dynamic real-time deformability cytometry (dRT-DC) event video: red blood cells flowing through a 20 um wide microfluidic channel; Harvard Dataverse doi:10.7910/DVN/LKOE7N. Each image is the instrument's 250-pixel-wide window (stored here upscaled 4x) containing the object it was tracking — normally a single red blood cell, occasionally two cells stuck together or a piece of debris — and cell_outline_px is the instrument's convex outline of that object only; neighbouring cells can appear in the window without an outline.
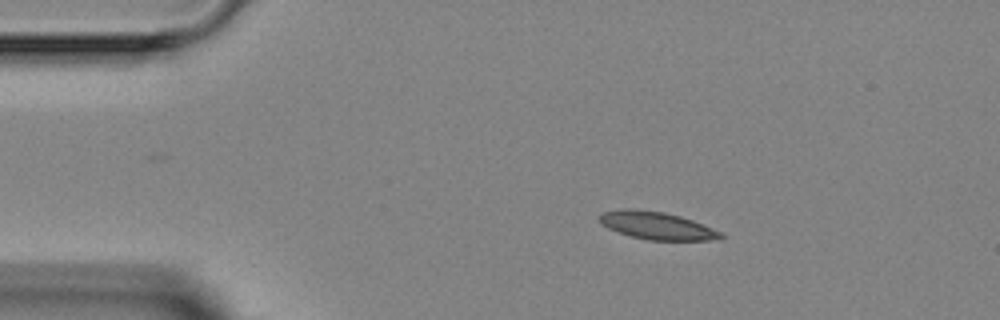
{"species": "Egyptian fruit bat (a non-hibernating species)", "species_latin": "Rousettus aegyptiacus", "temperature_condition": "room temperature", "stored_images_in_passage": 5, "camera_frame_rate_fps": 3000, "um_per_image_px": 0.085, "animal": {"sex": "female"}, "frame": {"image": 1, "passage_image": 1, "time_ms": 0.0, "image_size_px": [1000, 320], "cell_outline_px": [[724, 236], [720, 240], [648, 240], [632, 236], [608, 228], [600, 224], [596, 220], [600, 212], [624, 208], [636, 208], [664, 212], [680, 216], [692, 220], [720, 232]], "centroid_in_image_um": [55.76, 19.16], "position_along_channel_um": 29.2, "area_um2": 19.65}}
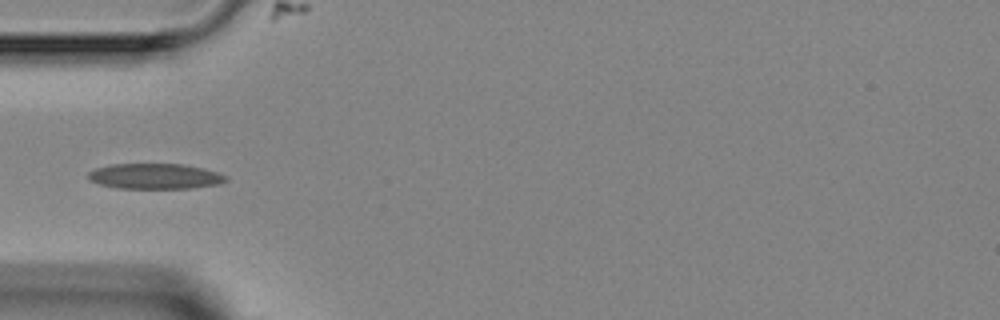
{"frame": {"image": 2, "passage_image": 3, "time_ms": 2.333, "image_size_px": [1000, 320], "cell_outline_px": [[228, 180], [220, 184], [192, 188], [116, 188], [100, 184], [88, 180], [88, 172], [96, 168], [108, 164], [184, 164], [204, 168], [228, 176]], "centroid_in_image_um": [13.18, 14.98], "position_along_channel_um": 71.8, "area_um2": 20.58}}
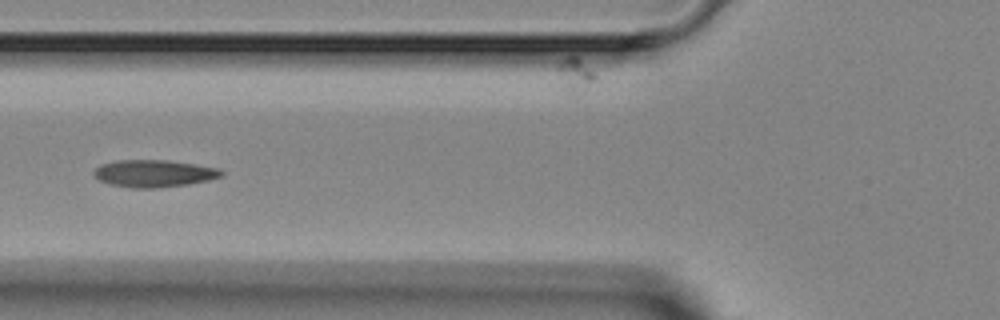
{"frame": {"image": 3, "passage_image": 4, "time_ms": 3.333, "image_size_px": [1000, 320], "cell_outline_px": [[224, 176], [208, 180], [188, 184], [156, 188], [132, 188], [108, 184], [100, 180], [92, 172], [100, 164], [116, 160], [168, 160], [220, 168], [224, 172]], "centroid_in_image_um": [13.1, 14.74], "position_along_channel_um": 112.7, "area_um2": 20.35}}